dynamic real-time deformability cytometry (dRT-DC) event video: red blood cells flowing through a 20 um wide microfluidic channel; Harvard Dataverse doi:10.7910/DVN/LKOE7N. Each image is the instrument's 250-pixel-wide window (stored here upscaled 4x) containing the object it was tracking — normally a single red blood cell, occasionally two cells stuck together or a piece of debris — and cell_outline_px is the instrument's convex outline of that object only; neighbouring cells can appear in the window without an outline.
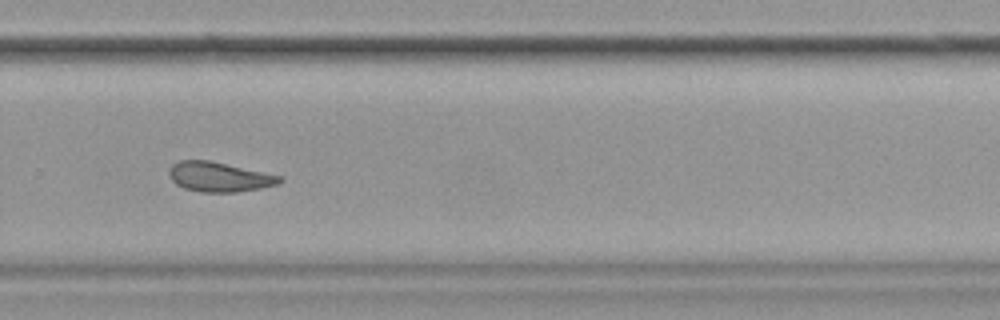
{"species": "common noctule bat (a hibernating species)", "species_latin": "Nyctalus noctula", "temperature_condition": "cold", "stored_images_in_passage": 40, "camera_frame_rate_fps": 3000, "um_per_image_px": 0.085, "animal": {"sex": "female", "body_mass_g": 19.9}, "frame": {"image": 1, "passage_image": 23, "time_ms": 7.333, "image_size_px": [1000, 320], "cell_outline_px": [[284, 180], [276, 184], [260, 188], [236, 192], [200, 192], [184, 188], [176, 184], [172, 180], [168, 172], [172, 164], [180, 160], [208, 160], [280, 176]], "centroid_in_image_um": [18.58, 15.04], "position_along_channel_um": 311.2, "area_um2": 18.84}}